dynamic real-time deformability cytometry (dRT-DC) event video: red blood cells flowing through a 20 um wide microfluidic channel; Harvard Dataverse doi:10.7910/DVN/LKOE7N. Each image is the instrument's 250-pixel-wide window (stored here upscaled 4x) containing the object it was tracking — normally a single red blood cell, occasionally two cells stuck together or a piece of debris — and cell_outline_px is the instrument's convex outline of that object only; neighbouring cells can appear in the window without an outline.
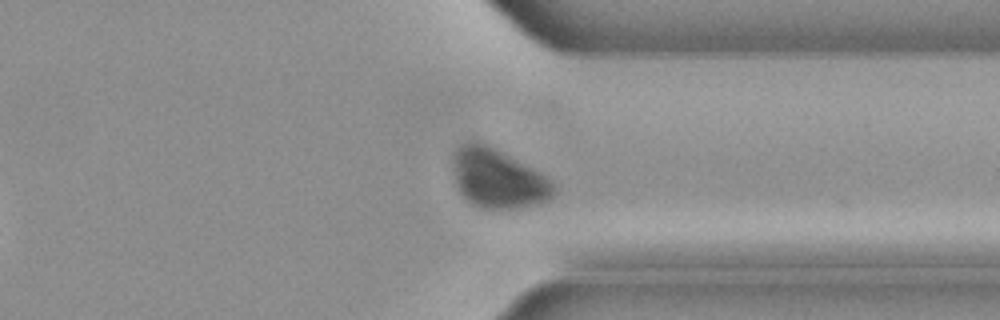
{"species": "common noctule bat (a hibernating species)", "species_latin": "Nyctalus noctula", "temperature_condition": "cold", "stored_images_in_passage": 48, "camera_frame_rate_fps": 3000, "um_per_image_px": 0.085, "animal": {"sex": "male", "body_mass_g": 21.5, "forearm_length_mm": 52.0}, "frame": {"image": 1, "passage_image": 37, "time_ms": 12.0, "image_size_px": [1000, 320], "cell_outline_px": [[556, 192], [548, 200], [520, 208], [484, 208], [472, 204], [456, 188], [452, 168], [452, 152], [460, 144], [468, 140], [480, 140], [488, 144], [548, 176], [556, 184]], "centroid_in_image_um": [42.29, 15.12], "position_along_channel_um": 369.1, "area_um2": 35.49}}
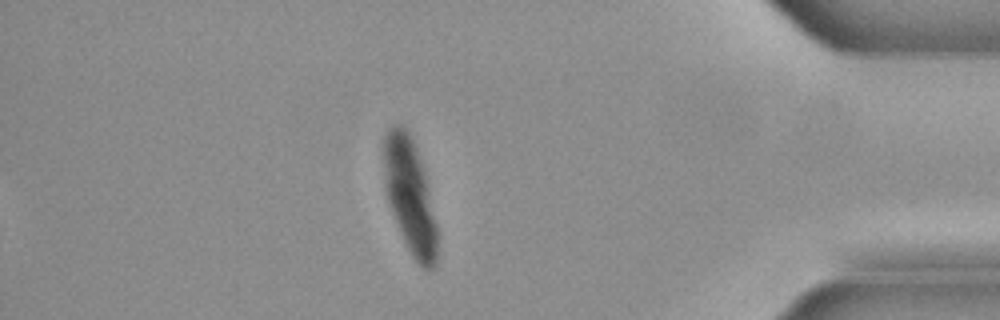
{"frame": {"image": 2, "passage_image": 42, "time_ms": 13.667, "image_size_px": [1000, 320], "cell_outline_px": [[436, 264], [432, 268], [424, 268], [412, 256], [400, 232], [392, 212], [388, 200], [380, 152], [380, 140], [384, 132], [392, 124], [404, 124], [408, 128], [424, 168], [436, 224]], "centroid_in_image_um": [34.77, 16.47], "position_along_channel_um": 400.4, "area_um2": 36.18}}